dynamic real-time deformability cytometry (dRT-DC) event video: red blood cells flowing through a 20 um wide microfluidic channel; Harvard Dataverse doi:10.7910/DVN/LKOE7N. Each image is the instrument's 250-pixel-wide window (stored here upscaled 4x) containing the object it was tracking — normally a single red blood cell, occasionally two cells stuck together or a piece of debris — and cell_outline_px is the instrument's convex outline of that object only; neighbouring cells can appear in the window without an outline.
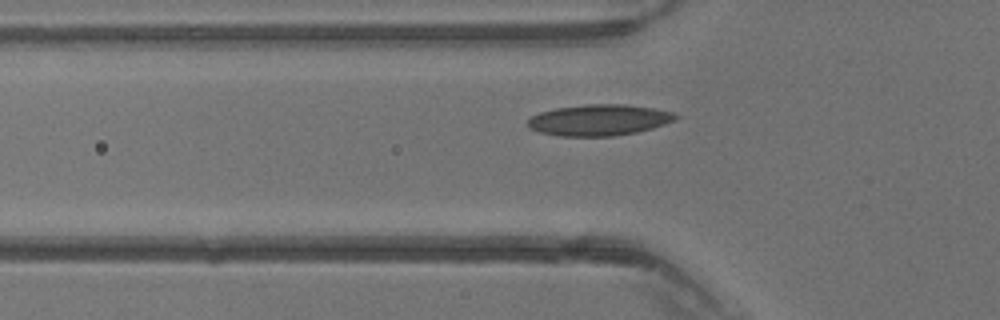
{"species": "common noctule bat (a hibernating species)", "species_latin": "Nyctalus noctula", "temperature_condition": "warm", "stored_images_in_passage": 32, "camera_frame_rate_fps": 3000, "um_per_image_px": 0.085, "animal": {"sex": "male", "body_mass_g": 13.3}, "frame": {"image": 1, "passage_image": 5, "time_ms": 1.333, "image_size_px": [1000, 320], "cell_outline_px": [[680, 116], [664, 124], [652, 128], [636, 132], [612, 136], [560, 136], [540, 132], [528, 128], [528, 120], [532, 116], [540, 112], [556, 108], [588, 104], [624, 104], [652, 108], [672, 112]], "centroid_in_image_um": [50.89, 10.2], "position_along_channel_um": 74.9, "area_um2": 26.59}}
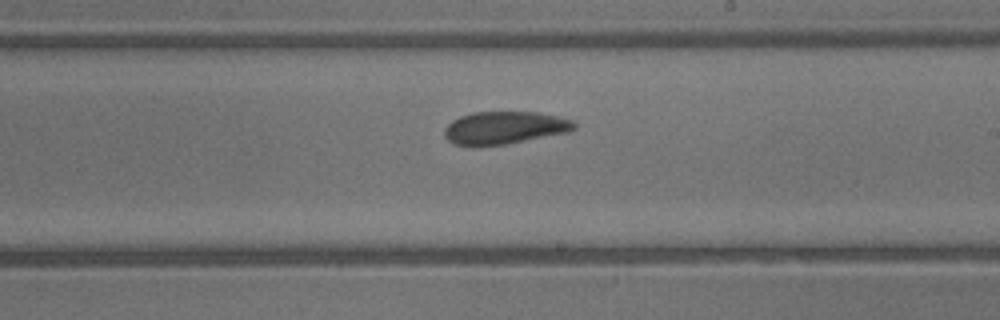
{"frame": {"image": 2, "passage_image": 15, "time_ms": 4.667, "image_size_px": [1000, 320], "cell_outline_px": [[576, 128], [572, 132], [504, 144], [480, 148], [468, 148], [452, 144], [444, 136], [444, 128], [452, 120], [460, 116], [476, 112], [536, 112], [560, 116], [576, 120]], "centroid_in_image_um": [42.88, 10.89], "position_along_channel_um": 246.1, "area_um2": 25.55}}
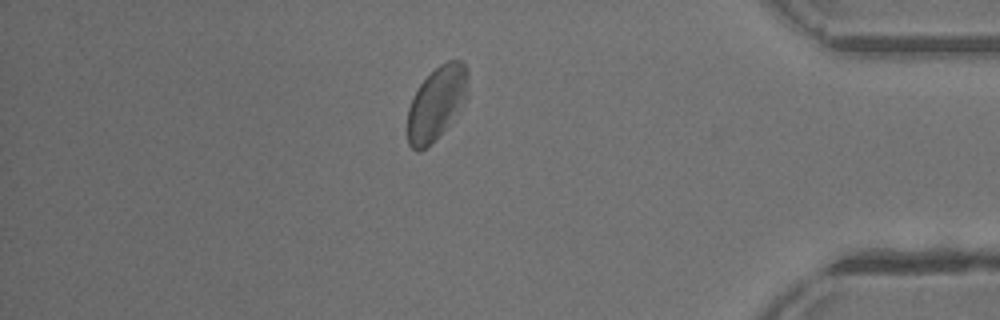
{"frame": {"image": 3, "passage_image": 26, "time_ms": 8.333, "image_size_px": [1000, 320], "cell_outline_px": [[468, 80], [464, 96], [444, 128], [432, 144], [420, 152], [416, 152], [408, 144], [408, 108], [420, 84], [440, 64], [448, 60], [460, 60], [464, 64], [468, 72]], "centroid_in_image_um": [37.04, 8.78], "position_along_channel_um": 398.2, "area_um2": 24.74}}